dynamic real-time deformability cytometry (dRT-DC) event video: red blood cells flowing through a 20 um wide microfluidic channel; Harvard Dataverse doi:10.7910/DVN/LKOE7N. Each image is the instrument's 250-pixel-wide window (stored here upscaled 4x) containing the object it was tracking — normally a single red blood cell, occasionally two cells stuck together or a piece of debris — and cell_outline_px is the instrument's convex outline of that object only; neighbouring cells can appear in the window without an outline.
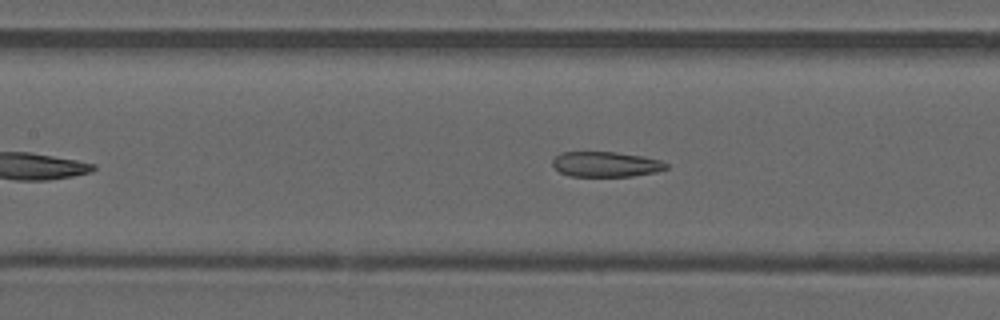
{"species": "common noctule bat (a hibernating species)", "species_latin": "Nyctalus noctula", "temperature_condition": "warm", "stored_images_in_passage": 40, "camera_frame_rate_fps": 3000, "um_per_image_px": 0.085, "animal": {"sex": "male", "forearm_length_mm": 52.5}, "frame": {"image": 1, "passage_image": 15, "time_ms": 4.667, "image_size_px": [1000, 320], "cell_outline_px": [[668, 168], [656, 172], [632, 176], [568, 176], [560, 172], [552, 164], [552, 160], [560, 152], [616, 152], [644, 156], [660, 160], [668, 164]], "centroid_in_image_um": [51.5, 13.96], "position_along_channel_um": 155.9, "area_um2": 16.76}}
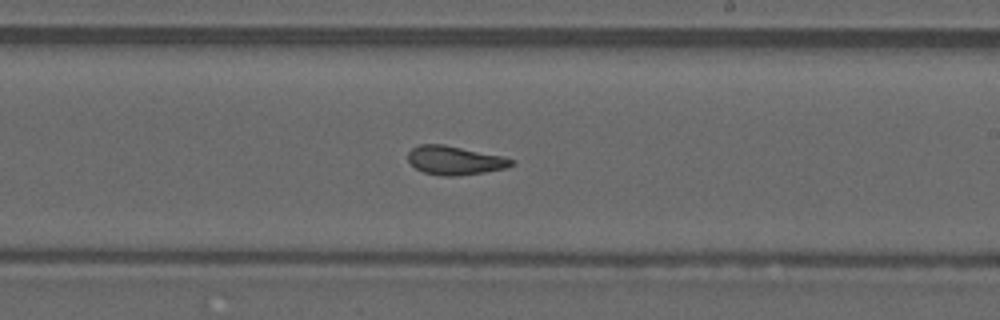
{"frame": {"image": 2, "passage_image": 22, "time_ms": 7.0, "image_size_px": [1000, 320], "cell_outline_px": [[516, 164], [504, 168], [484, 172], [456, 176], [444, 176], [424, 172], [416, 168], [408, 160], [408, 152], [412, 148], [420, 144], [444, 144], [500, 156], [516, 160]], "centroid_in_image_um": [38.65, 13.63], "position_along_channel_um": 250.3, "area_um2": 17.17}}
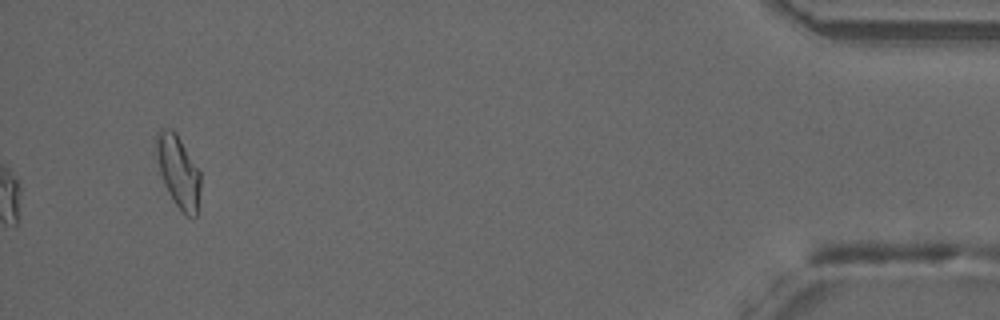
{"frame": {"image": 3, "passage_image": 40, "time_ms": 13.0, "image_size_px": [1000, 320], "cell_outline_px": [[200, 188], [196, 216], [188, 216], [176, 204], [168, 192], [164, 184], [160, 172], [156, 152], [156, 132], [164, 128], [172, 128], [176, 132], [200, 172]], "centroid_in_image_um": [15.14, 14.53], "position_along_channel_um": 420.1, "area_um2": 18.21}, "authors_computed_cell_mechanics": {"area_um2": 18.1492, "velocity_mm_per_s": 4.0717, "shape_relaxation_time_tau1_ms": null, "shape_relaxation_time_tau2_ms": 1.8642, "deformation_change_tau1": null, "deformation_change_tau2": 0.1005}}